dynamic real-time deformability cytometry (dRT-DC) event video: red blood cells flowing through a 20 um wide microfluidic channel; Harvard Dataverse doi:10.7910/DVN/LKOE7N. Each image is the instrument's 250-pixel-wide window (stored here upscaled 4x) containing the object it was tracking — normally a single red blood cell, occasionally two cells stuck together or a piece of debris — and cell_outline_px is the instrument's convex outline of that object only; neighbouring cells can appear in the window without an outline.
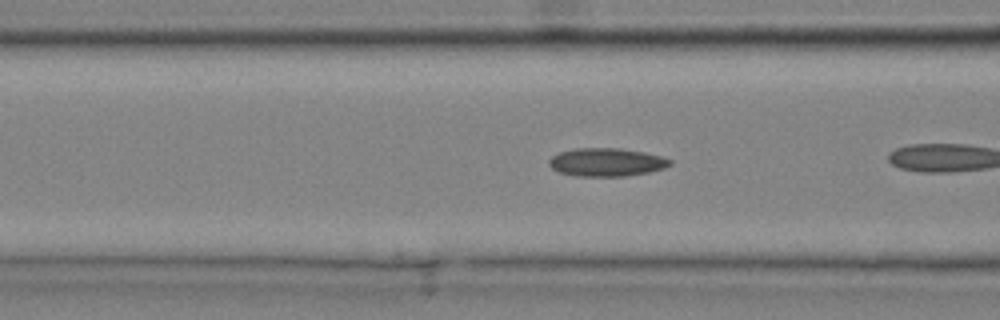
{"species": "common noctule bat (a hibernating species)", "species_latin": "Nyctalus noctula", "temperature_condition": "cold", "stored_images_in_passage": 22, "camera_frame_rate_fps": 3000, "um_per_image_px": 0.085, "animal": {"sex": "male", "body_mass_g": 20.4}, "frame": {"image": 1, "passage_image": 4, "time_ms": 1.0, "image_size_px": [1000, 320], "cell_outline_px": [[672, 164], [664, 168], [648, 172], [628, 176], [576, 176], [560, 172], [552, 168], [548, 164], [548, 160], [552, 156], [560, 152], [576, 148], [616, 148], [644, 152], [664, 156], [672, 160]], "centroid_in_image_um": [51.57, 13.78], "position_along_channel_um": 115.0, "area_um2": 19.94}}